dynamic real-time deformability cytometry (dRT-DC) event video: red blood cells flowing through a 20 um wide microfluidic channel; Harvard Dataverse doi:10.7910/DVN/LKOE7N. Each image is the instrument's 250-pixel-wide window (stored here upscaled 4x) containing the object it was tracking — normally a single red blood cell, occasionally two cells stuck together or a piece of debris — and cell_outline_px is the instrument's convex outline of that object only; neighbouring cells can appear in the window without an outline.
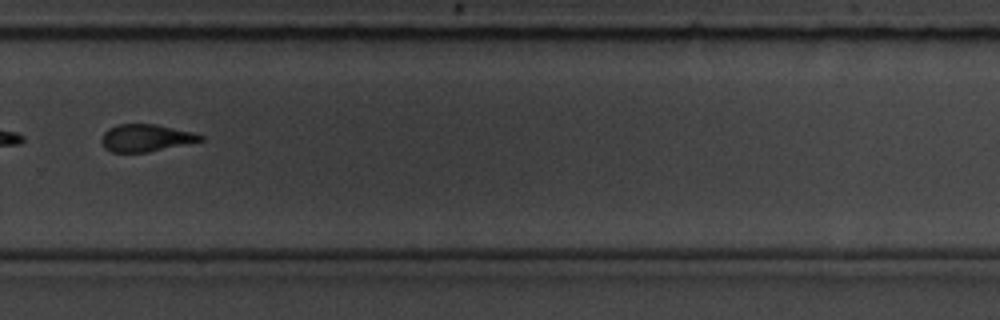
{"species": "common noctule bat (a hibernating species)", "species_latin": "Nyctalus noctula", "temperature_condition": "room temperature", "stored_images_in_passage": 13, "camera_frame_rate_fps": 3000, "um_per_image_px": 0.085, "animal": {"sex": "male", "body_mass_g": 19.5, "forearm_length_mm": 54.6}, "frame": {"image": 1, "passage_image": 8, "time_ms": 8.0, "image_size_px": [1000, 320], "cell_outline_px": [[204, 140], [148, 152], [112, 152], [104, 148], [100, 140], [104, 132], [108, 128], [116, 124], [156, 124], [192, 132], [204, 136]], "centroid_in_image_um": [12.36, 11.72], "position_along_channel_um": 317.4, "area_um2": 15.72}}
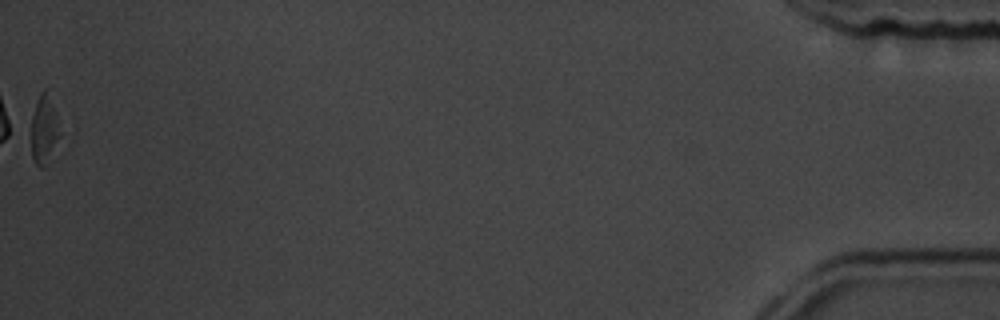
{"frame": {"image": 2, "passage_image": 13, "time_ms": 13.667, "image_size_px": [1000, 320], "cell_outline_px": [[60, 136], [48, 164], [44, 168], [40, 168], [36, 164], [32, 156], [24, 132], [36, 100], [40, 92], [44, 88], [48, 88], [56, 112]], "centroid_in_image_um": [3.63, 11.0], "position_along_channel_um": 431.6, "area_um2": 13.06}, "authors_computed_cell_mechanics": {"area_um2": 16.5886, "velocity_mm_per_s": 3.757, "shape_relaxation_time_tau1_ms": 2.4137, "shape_relaxation_time_tau2_ms": 2.4312, "deformation_change_tau1": 0.0985, "deformation_change_tau2": 0.0939}}